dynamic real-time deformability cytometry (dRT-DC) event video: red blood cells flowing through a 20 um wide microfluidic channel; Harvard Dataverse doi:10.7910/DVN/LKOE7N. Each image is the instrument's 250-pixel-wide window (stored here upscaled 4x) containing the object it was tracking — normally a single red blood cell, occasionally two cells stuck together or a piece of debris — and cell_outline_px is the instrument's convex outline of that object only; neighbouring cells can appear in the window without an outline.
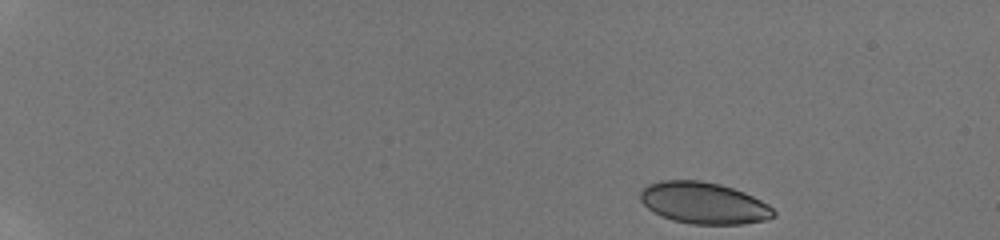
{"species": "human", "species_latin": "Homo sapiens", "temperature_condition": "room temperature", "stored_images_in_passage": 48, "camera_frame_rate_fps": 3000, "um_per_image_px": 0.085, "donor": {"sex": "male"}, "frame": {"image": 1, "passage_image": 1, "time_ms": 0.0, "image_size_px": [1000, 240], "cell_outline_px": [[776, 216], [768, 220], [740, 224], [692, 224], [672, 220], [648, 208], [640, 200], [640, 192], [648, 184], [660, 180], [700, 180], [720, 184], [744, 192], [768, 204], [776, 212]], "centroid_in_image_um": [59.84, 17.25], "position_along_channel_um": 25.2, "area_um2": 32.25}}
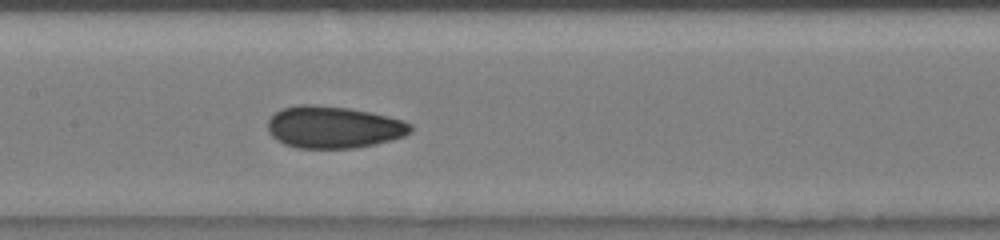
{"frame": {"image": 2, "passage_image": 24, "time_ms": 7.667, "image_size_px": [1000, 240], "cell_outline_px": [[412, 132], [404, 136], [392, 140], [376, 144], [352, 148], [296, 148], [284, 144], [276, 140], [268, 132], [268, 120], [280, 108], [300, 104], [312, 104], [348, 108], [388, 116], [404, 120], [412, 124]], "centroid_in_image_um": [28.35, 10.81], "position_along_channel_um": 179.1, "area_um2": 35.2}}
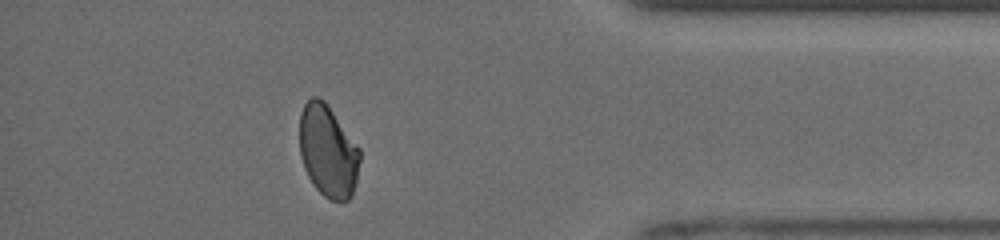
{"frame": {"image": 3, "passage_image": 43, "time_ms": 14.0, "image_size_px": [1000, 240], "cell_outline_px": [[360, 160], [356, 180], [352, 196], [348, 200], [332, 200], [324, 196], [316, 188], [308, 176], [304, 168], [300, 156], [300, 112], [304, 104], [312, 96], [316, 96], [324, 100], [360, 148]], "centroid_in_image_um": [27.87, 12.83], "position_along_channel_um": 407.3, "area_um2": 32.31}, "authors_computed_cell_mechanics": {"area_um2": 33.7841, "velocity_mm_per_s": 3.9487, "shape_relaxation_time_tau1_ms": 7.1543, "shape_relaxation_time_tau2_ms": 1.2408, "deformation_change_tau1": 0.1473, "deformation_change_tau2": 0.0442}}